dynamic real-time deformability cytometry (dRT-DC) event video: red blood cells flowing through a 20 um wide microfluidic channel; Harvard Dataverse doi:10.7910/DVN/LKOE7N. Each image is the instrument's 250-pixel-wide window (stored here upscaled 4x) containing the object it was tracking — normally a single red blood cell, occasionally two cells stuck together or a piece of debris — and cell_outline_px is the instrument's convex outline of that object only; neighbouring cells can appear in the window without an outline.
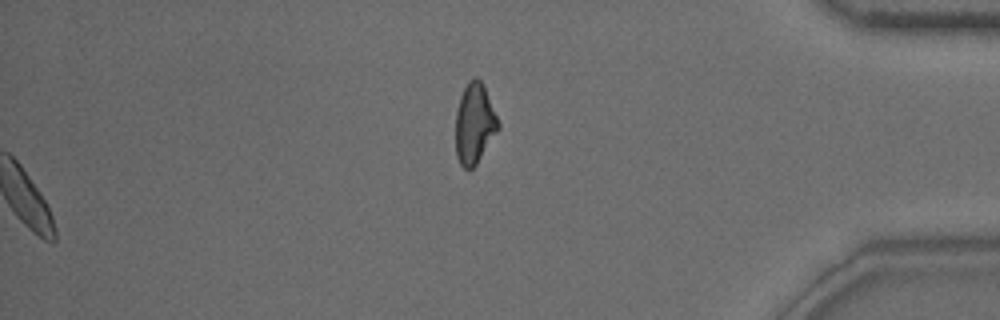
{"species": "common noctule bat (a hibernating species)", "species_latin": "Nyctalus noctula", "temperature_condition": "warm", "stored_images_in_passage": 40, "segment_of_instrument_passage": [2, 2], "camera_frame_rate_fps": 3000, "um_per_image_px": 0.085, "animal": {"sex": "male", "body_mass_g": 15.6}, "frame": {"image": 1, "passage_image": 40, "time_ms": 13.0, "image_size_px": [1000, 320], "cell_outline_px": [[500, 128], [476, 164], [468, 172], [460, 164], [456, 156], [456, 112], [460, 96], [468, 80], [472, 76], [476, 76], [484, 84], [500, 124]], "centroid_in_image_um": [40.33, 10.49], "position_along_channel_um": 394.9, "area_um2": 20.17}}